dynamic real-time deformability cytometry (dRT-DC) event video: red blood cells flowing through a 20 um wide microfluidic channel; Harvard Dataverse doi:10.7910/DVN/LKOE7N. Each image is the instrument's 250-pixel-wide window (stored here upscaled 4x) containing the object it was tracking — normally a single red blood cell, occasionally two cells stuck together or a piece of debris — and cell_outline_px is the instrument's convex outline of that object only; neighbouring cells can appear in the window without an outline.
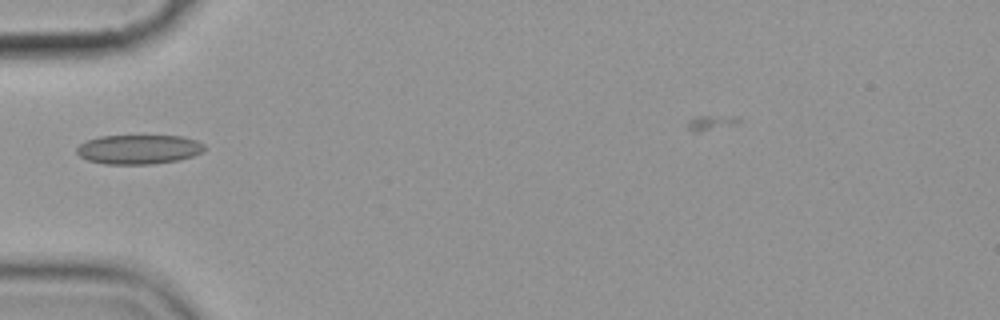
{"species": "common noctule bat (a hibernating species)", "species_latin": "Nyctalus noctula", "temperature_condition": "cold", "stored_images_in_passage": 9, "camera_frame_rate_fps": 3000, "um_per_image_px": 0.085, "animal": {"sex": "female", "body_mass_g": 19.9}, "frame": {"image": 1, "passage_image": 1, "time_ms": 0.0, "image_size_px": [1000, 320], "cell_outline_px": [[208, 148], [204, 152], [180, 160], [152, 164], [104, 164], [88, 160], [80, 156], [76, 152], [76, 148], [80, 144], [88, 140], [100, 136], [184, 136], [196, 140], [204, 144]], "centroid_in_image_um": [11.84, 12.7], "position_along_channel_um": 73.2, "area_um2": 22.02}}
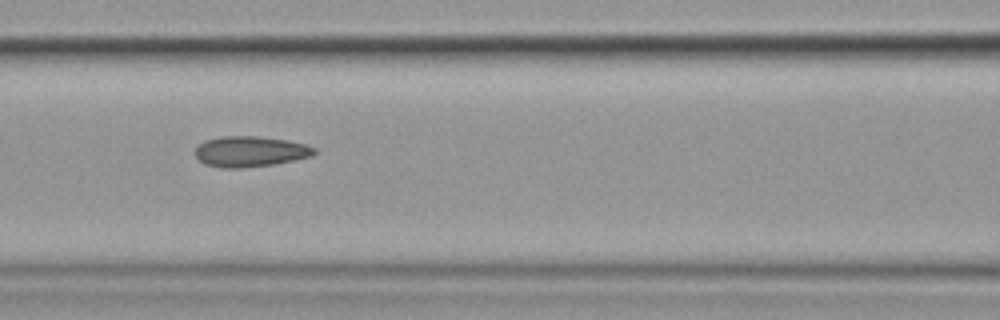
{"frame": {"image": 2, "passage_image": 3, "time_ms": 2.0, "image_size_px": [1000, 320], "cell_outline_px": [[316, 152], [312, 156], [276, 164], [240, 168], [220, 168], [204, 164], [196, 156], [196, 148], [204, 140], [220, 136], [260, 136], [288, 140], [308, 144], [316, 148]], "centroid_in_image_um": [21.29, 12.87], "position_along_channel_um": 145.3, "area_um2": 21.5}}
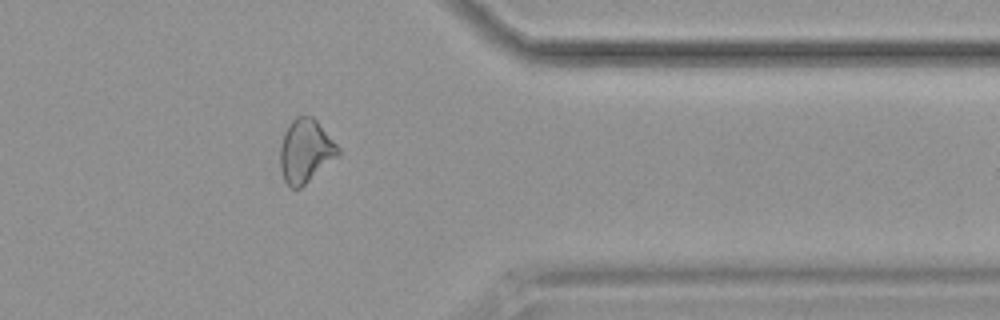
{"frame": {"image": 3, "passage_image": 9, "time_ms": 9.0, "image_size_px": [1000, 320], "cell_outline_px": [[340, 156], [300, 188], [292, 188], [284, 180], [280, 168], [280, 144], [284, 132], [288, 124], [296, 116], [312, 116], [316, 120], [340, 148]], "centroid_in_image_um": [25.97, 12.83], "position_along_channel_um": 385.4, "area_um2": 21.56}}